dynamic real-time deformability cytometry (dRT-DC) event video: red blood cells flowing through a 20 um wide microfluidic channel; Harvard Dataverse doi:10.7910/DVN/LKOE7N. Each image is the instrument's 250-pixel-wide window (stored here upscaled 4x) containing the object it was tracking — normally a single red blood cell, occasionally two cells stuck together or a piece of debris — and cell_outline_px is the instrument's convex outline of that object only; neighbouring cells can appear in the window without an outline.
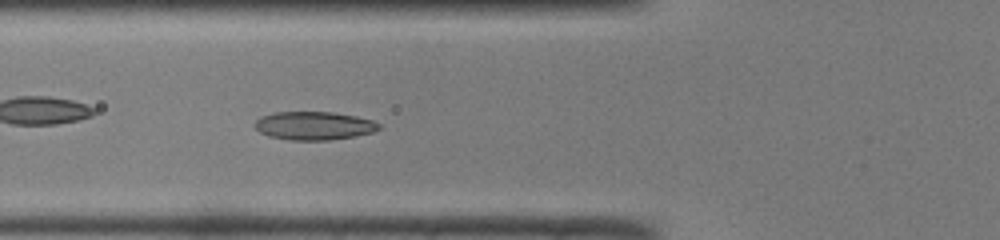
{"species": "common noctule bat (a hibernating species)", "species_latin": "Nyctalus noctula", "temperature_condition": "room temperature", "stored_images_in_passage": 35, "camera_frame_rate_fps": 3000, "um_per_image_px": 0.085, "animal": {"sex": "male", "body_mass_g": 19.0, "forearm_length_mm": 50.8}, "frame": {"image": 1, "passage_image": 4, "time_ms": 1.0, "image_size_px": [1000, 240], "cell_outline_px": [[380, 128], [372, 132], [356, 136], [328, 140], [288, 140], [268, 136], [260, 132], [252, 124], [260, 116], [276, 112], [332, 112], [356, 116], [372, 120], [380, 124]], "centroid_in_image_um": [26.66, 10.68], "position_along_channel_um": 99.1, "area_um2": 20.58}}
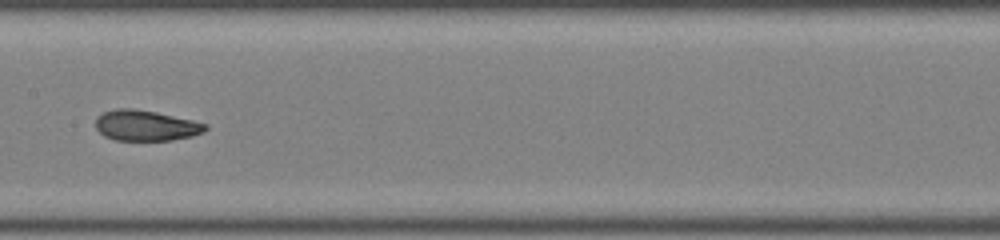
{"frame": {"image": 2, "passage_image": 11, "time_ms": 3.333, "image_size_px": [1000, 240], "cell_outline_px": [[208, 128], [204, 132], [192, 136], [172, 140], [116, 140], [104, 136], [96, 128], [96, 116], [104, 112], [116, 108], [132, 108], [156, 112], [192, 120], [208, 124]], "centroid_in_image_um": [12.4, 10.67], "position_along_channel_um": 195.0, "area_um2": 19.59}}
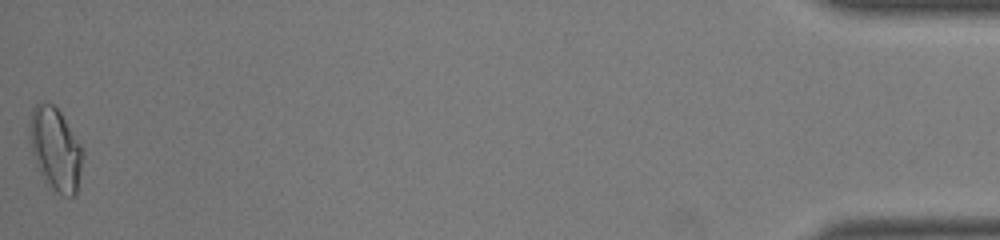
{"frame": {"image": 3, "passage_image": 35, "time_ms": 11.333, "image_size_px": [1000, 240], "cell_outline_px": [[84, 156], [76, 196], [64, 196], [56, 192], [44, 180], [36, 164], [32, 152], [28, 132], [28, 124], [32, 108], [40, 100], [52, 104], [60, 112], [80, 144], [84, 152]], "centroid_in_image_um": [4.7, 12.67], "position_along_channel_um": 430.5, "area_um2": 25.89}, "authors_computed_cell_mechanics": {"area_um2": 19.941, "velocity_mm_per_s": 4.1103, "shape_relaxation_time_tau1_ms": 5.7505, "shape_relaxation_time_tau2_ms": 1.2104, "deformation_change_tau1": 0.1863, "deformation_change_tau2": 0.0578}}